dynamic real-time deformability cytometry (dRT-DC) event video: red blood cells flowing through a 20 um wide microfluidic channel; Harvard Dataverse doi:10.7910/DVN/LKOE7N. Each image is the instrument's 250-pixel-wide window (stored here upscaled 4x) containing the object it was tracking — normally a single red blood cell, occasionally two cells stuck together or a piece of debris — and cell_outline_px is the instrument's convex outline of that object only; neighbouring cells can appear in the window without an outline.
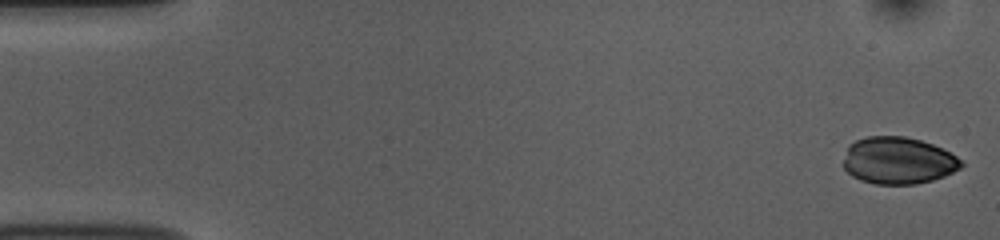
{"species": "common noctule bat (a hibernating species)", "species_latin": "Nyctalus noctula", "temperature_condition": "room temperature", "stored_images_in_passage": 53, "camera_frame_rate_fps": 3000, "um_per_image_px": 0.085, "animal": {"sex": "female", "body_mass_g": 10.0, "forearm_length_mm": 53.1}, "frame": {"image": 1, "passage_image": 1, "time_ms": 0.0, "image_size_px": [1000, 240], "cell_outline_px": [[964, 164], [960, 168], [944, 176], [932, 180], [916, 184], [876, 184], [860, 180], [852, 176], [844, 168], [844, 160], [848, 144], [856, 140], [868, 136], [904, 136], [920, 140], [932, 144], [964, 160]], "centroid_in_image_um": [76.34, 13.65], "position_along_channel_um": 8.7, "area_um2": 32.25}}
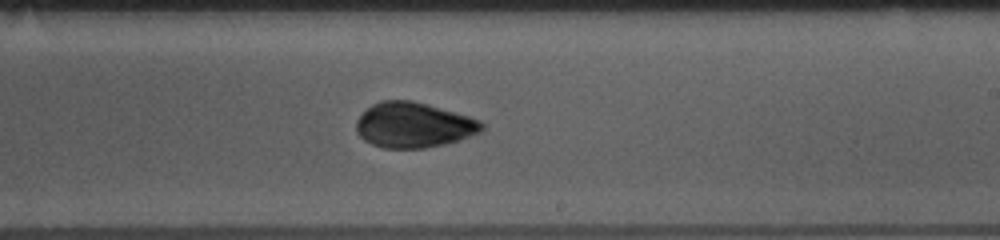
{"frame": {"image": 2, "passage_image": 31, "time_ms": 10.0, "image_size_px": [1000, 240], "cell_outline_px": [[484, 132], [460, 140], [444, 144], [424, 148], [384, 148], [372, 144], [364, 140], [356, 132], [356, 120], [372, 104], [380, 100], [412, 100], [428, 104], [468, 116], [480, 120], [484, 124]], "centroid_in_image_um": [35.18, 10.63], "position_along_channel_um": 253.8, "area_um2": 33.29}}
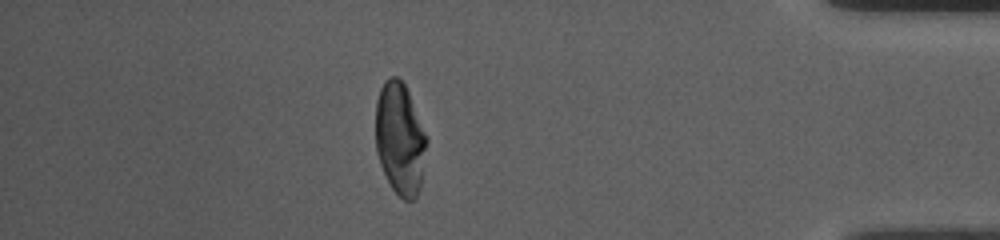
{"frame": {"image": 3, "passage_image": 46, "time_ms": 15.0, "image_size_px": [1000, 240], "cell_outline_px": [[428, 140], [420, 188], [416, 196], [412, 200], [404, 200], [392, 188], [380, 164], [376, 152], [376, 100], [380, 88], [384, 80], [392, 76], [396, 76], [404, 84], [408, 92], [428, 136]], "centroid_in_image_um": [34.0, 11.78], "position_along_channel_um": 401.2, "area_um2": 33.47}}